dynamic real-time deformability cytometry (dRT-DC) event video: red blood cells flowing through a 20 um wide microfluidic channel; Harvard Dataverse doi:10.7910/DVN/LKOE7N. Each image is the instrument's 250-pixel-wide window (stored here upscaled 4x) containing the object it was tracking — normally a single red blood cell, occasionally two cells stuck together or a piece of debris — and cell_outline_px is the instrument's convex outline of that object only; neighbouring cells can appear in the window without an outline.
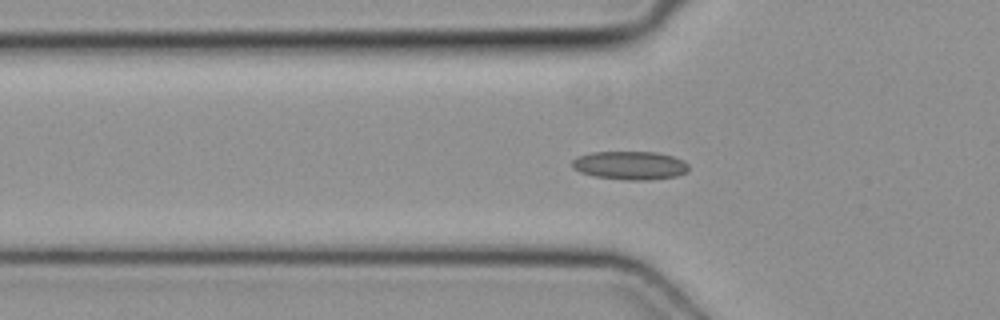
{"species": "common noctule bat (a hibernating species)", "species_latin": "Nyctalus noctula", "temperature_condition": "cold", "stored_images_in_passage": 51, "camera_frame_rate_fps": 3000, "um_per_image_px": 0.085, "animal": {"sex": "female", "body_mass_g": 19.3, "forearm_length_mm": 54.1}, "frame": {"image": 1, "passage_image": 17, "time_ms": 5.333, "image_size_px": [1000, 320], "cell_outline_px": [[688, 172], [676, 176], [648, 180], [628, 180], [592, 176], [580, 172], [572, 168], [572, 160], [576, 156], [592, 152], [656, 152], [672, 156], [684, 160], [688, 164]], "centroid_in_image_um": [53.54, 14.06], "position_along_channel_um": 72.3, "area_um2": 19.48}}
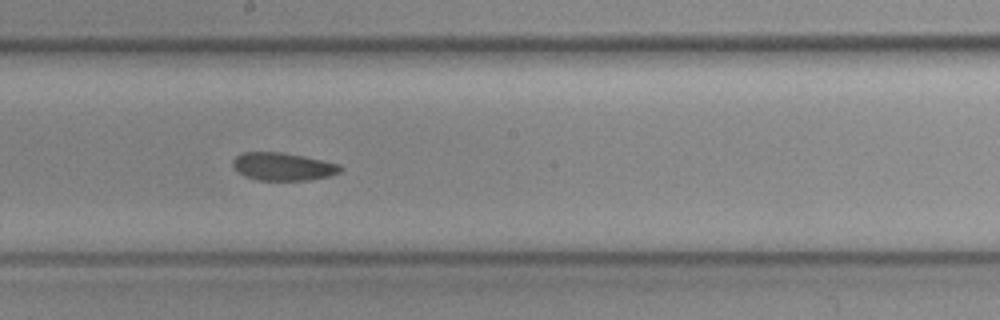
{"frame": {"image": 2, "passage_image": 28, "time_ms": 9.0, "image_size_px": [1000, 320], "cell_outline_px": [[344, 168], [340, 172], [332, 176], [308, 180], [256, 180], [244, 176], [232, 164], [232, 160], [240, 152], [280, 152], [304, 156], [340, 164]], "centroid_in_image_um": [24.08, 14.16], "position_along_channel_um": 224.1, "area_um2": 17.57}}
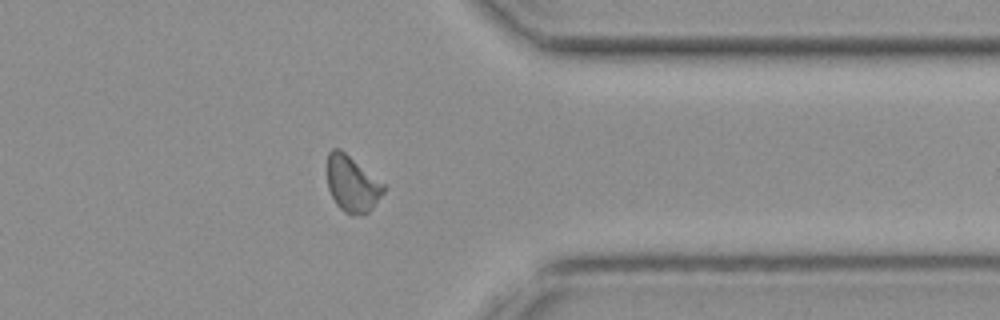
{"frame": {"image": 3, "passage_image": 40, "time_ms": 13.0, "image_size_px": [1000, 320], "cell_outline_px": [[384, 192], [372, 208], [368, 212], [352, 216], [344, 212], [336, 204], [328, 188], [328, 152], [332, 148], [340, 148], [384, 184]], "centroid_in_image_um": [29.92, 15.63], "position_along_channel_um": 381.5, "area_um2": 18.21}}